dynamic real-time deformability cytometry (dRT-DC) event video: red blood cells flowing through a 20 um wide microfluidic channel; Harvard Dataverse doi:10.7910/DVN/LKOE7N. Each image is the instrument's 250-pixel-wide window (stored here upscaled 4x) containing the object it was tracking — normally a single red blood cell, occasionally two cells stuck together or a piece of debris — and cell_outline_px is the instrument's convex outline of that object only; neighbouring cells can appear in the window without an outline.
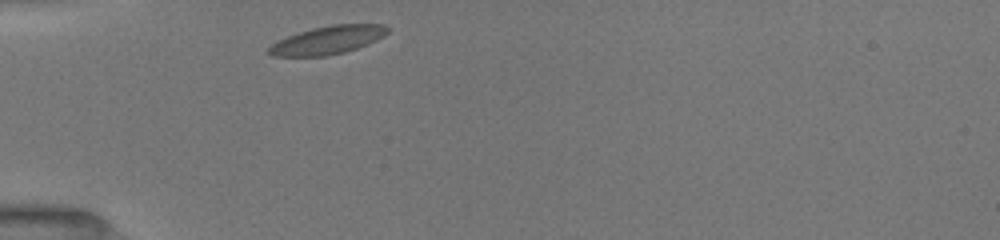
{"species": "common noctule bat (a hibernating species)", "species_latin": "Nyctalus noctula", "temperature_condition": "room temperature", "stored_images_in_passage": 40, "camera_frame_rate_fps": 3000, "um_per_image_px": 0.085, "animal": {"sex": "female", "body_mass_g": 19.5, "forearm_length_mm": 54.1}, "frame": {"image": 1, "passage_image": 1, "time_ms": 0.0, "image_size_px": [1000, 240], "cell_outline_px": [[388, 32], [384, 36], [368, 44], [344, 52], [324, 56], [272, 56], [268, 52], [268, 48], [276, 40], [312, 28], [332, 24], [384, 24], [388, 28]], "centroid_in_image_um": [27.86, 3.4], "position_along_channel_um": 57.1, "area_um2": 19.42}}
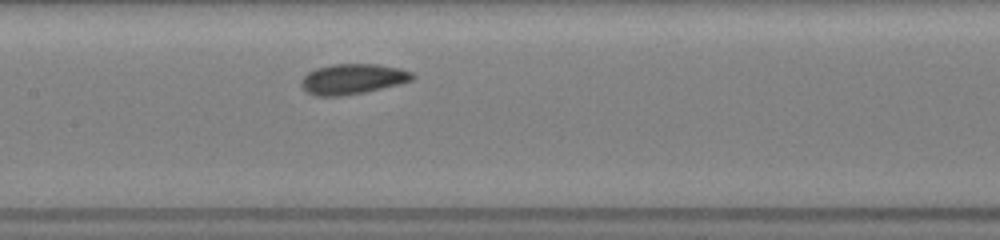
{"frame": {"image": 2, "passage_image": 13, "time_ms": 3.333, "image_size_px": [1000, 240], "cell_outline_px": [[416, 76], [412, 80], [400, 84], [364, 92], [344, 96], [316, 96], [308, 92], [300, 84], [300, 80], [308, 72], [316, 68], [332, 64], [376, 64], [400, 68], [412, 72]], "centroid_in_image_um": [29.98, 6.71], "position_along_channel_um": 177.4, "area_um2": 19.71}}
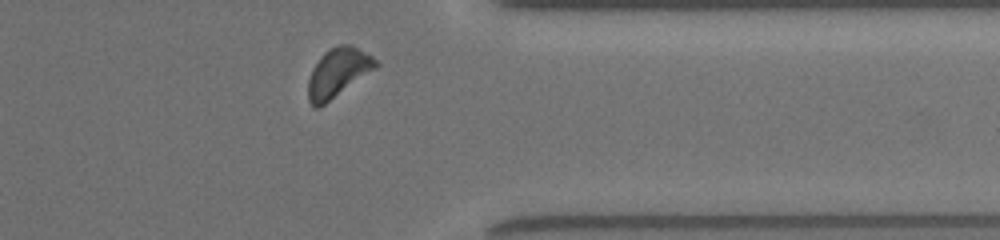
{"frame": {"image": 3, "passage_image": 37, "time_ms": 8.667, "image_size_px": [1000, 240], "cell_outline_px": [[380, 64], [376, 68], [320, 108], [316, 108], [308, 100], [308, 80], [312, 68], [320, 56], [328, 48], [336, 44], [352, 44], [372, 56]], "centroid_in_image_um": [28.72, 6.15], "position_along_channel_um": 382.7, "area_um2": 19.48}, "authors_computed_cell_mechanics": {"area_um2": 19.1318, "velocity_mm_per_s": 3.9424, "shape_relaxation_time_tau1_ms": 1.6644, "shape_relaxation_time_tau2_ms": 9.1615, "deformation_change_tau1": 0.0746, "deformation_change_tau2": 0.1266}}